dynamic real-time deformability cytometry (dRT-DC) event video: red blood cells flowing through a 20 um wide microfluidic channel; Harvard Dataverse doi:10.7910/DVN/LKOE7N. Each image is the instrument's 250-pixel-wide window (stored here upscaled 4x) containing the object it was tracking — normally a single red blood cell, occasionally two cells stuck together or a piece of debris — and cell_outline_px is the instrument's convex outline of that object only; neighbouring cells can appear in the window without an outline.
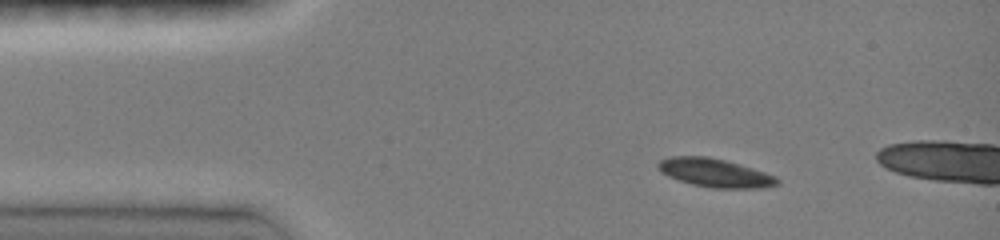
{"species": "common noctule bat (a hibernating species)", "species_latin": "Nyctalus noctula", "temperature_condition": "room temperature", "stored_images_in_passage": 5, "camera_frame_rate_fps": 3000, "um_per_image_px": 0.085, "animal": {"sex": "female", "body_mass_g": 19.0, "forearm_length_mm": 51.5}, "frame": {"image": 1, "passage_image": 1, "time_ms": 0.0, "image_size_px": [1000, 240], "cell_outline_px": [[780, 184], [764, 188], [712, 188], [692, 184], [668, 176], [660, 172], [656, 168], [656, 164], [660, 160], [672, 156], [708, 156], [724, 160], [752, 168], [776, 176], [780, 180]], "centroid_in_image_um": [60.76, 14.69], "position_along_channel_um": 24.2, "area_um2": 19.83}}